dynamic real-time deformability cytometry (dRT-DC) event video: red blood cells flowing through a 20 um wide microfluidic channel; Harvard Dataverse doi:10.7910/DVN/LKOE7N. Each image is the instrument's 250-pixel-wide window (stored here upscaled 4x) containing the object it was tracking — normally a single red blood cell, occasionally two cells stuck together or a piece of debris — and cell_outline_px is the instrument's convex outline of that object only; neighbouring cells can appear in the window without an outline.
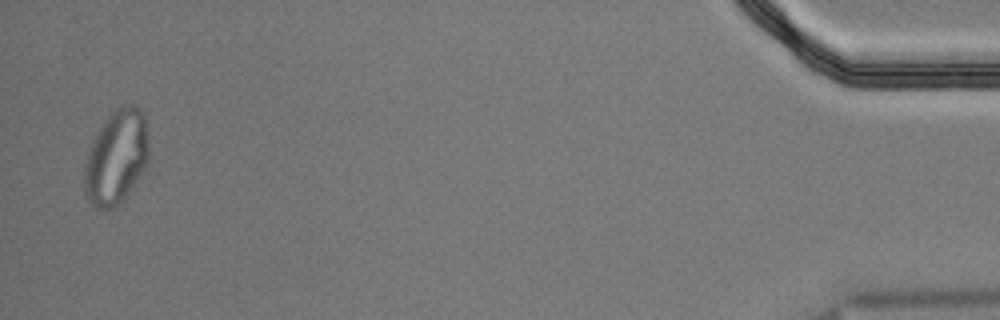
{"species": "Egyptian fruit bat (a non-hibernating species)", "species_latin": "Rousettus aegyptiacus", "temperature_condition": "cold", "stored_images_in_passage": 55, "segment_of_instrument_passage": [2, 2], "camera_frame_rate_fps": 3000, "um_per_image_px": 0.085, "animal": {"sex": "male"}, "frame": {"image": 1, "passage_image": 54, "time_ms": 17.667, "image_size_px": [1000, 320], "cell_outline_px": [[148, 160], [144, 168], [128, 192], [112, 208], [96, 208], [88, 200], [84, 192], [84, 168], [88, 152], [92, 140], [108, 116], [112, 112], [128, 104], [132, 104], [140, 108], [148, 124]], "centroid_in_image_um": [9.89, 13.33], "position_along_channel_um": 425.3, "area_um2": 34.91}}